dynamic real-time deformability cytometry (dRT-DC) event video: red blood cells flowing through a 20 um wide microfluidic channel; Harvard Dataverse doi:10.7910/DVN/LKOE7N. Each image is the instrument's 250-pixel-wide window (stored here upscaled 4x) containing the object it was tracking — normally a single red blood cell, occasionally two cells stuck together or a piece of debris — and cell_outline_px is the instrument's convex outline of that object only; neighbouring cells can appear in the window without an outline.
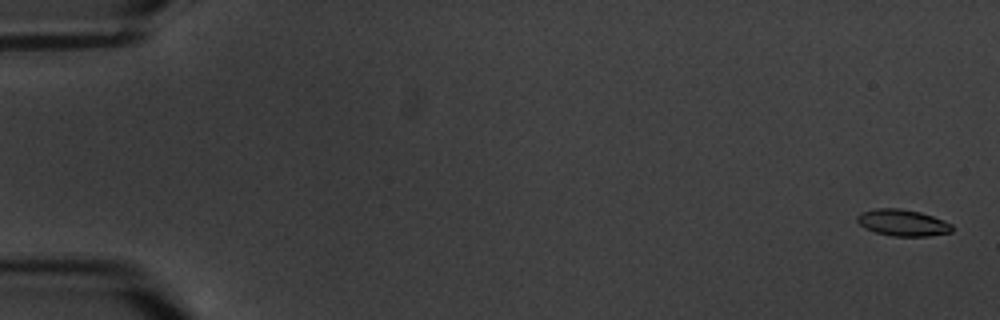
{"species": "common noctule bat (a hibernating species)", "species_latin": "Nyctalus noctula", "temperature_condition": "warm", "stored_images_in_passage": 12, "camera_frame_rate_fps": 3000, "um_per_image_px": 0.085, "animal": {"sex": "male", "body_mass_g": 20.1, "forearm_length_mm": 53.5}, "frame": {"image": 1, "passage_image": 1, "time_ms": 0.0, "image_size_px": [1000, 320], "cell_outline_px": [[952, 232], [928, 236], [892, 236], [876, 232], [864, 228], [856, 220], [856, 216], [860, 212], [876, 208], [900, 208], [920, 212], [944, 220], [952, 224]], "centroid_in_image_um": [76.71, 18.92], "position_along_channel_um": 8.3, "area_um2": 14.74}}
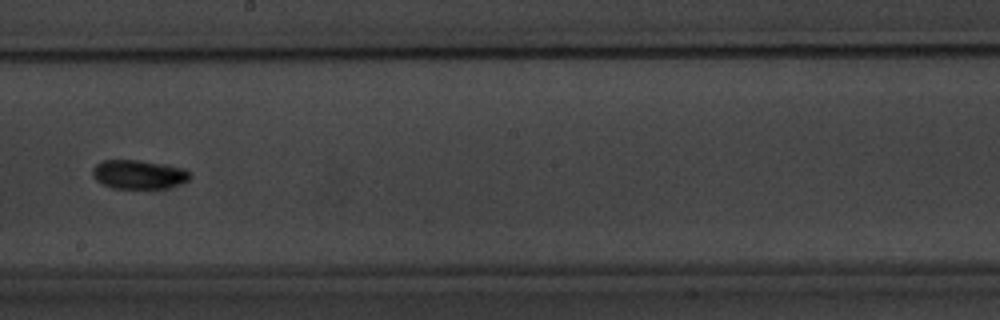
{"frame": {"image": 2, "passage_image": 10, "time_ms": 11.333, "image_size_px": [1000, 320], "cell_outline_px": [[192, 176], [188, 180], [180, 184], [168, 188], [112, 188], [96, 180], [92, 176], [92, 168], [96, 164], [104, 160], [140, 160], [184, 168], [192, 172]], "centroid_in_image_um": [11.81, 14.82], "position_along_channel_um": 236.4, "area_um2": 16.53}}
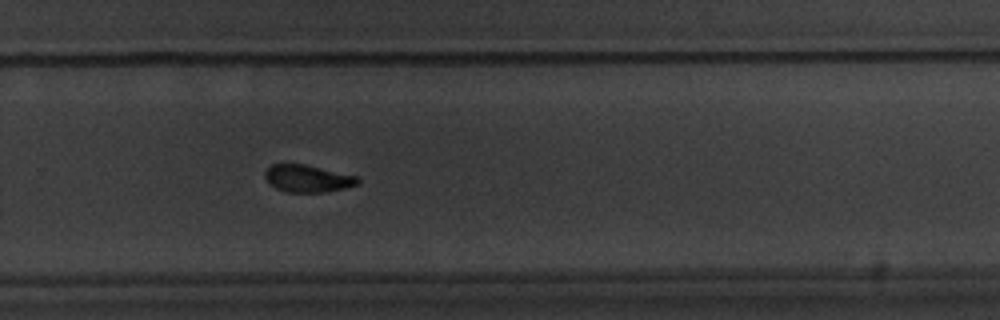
{"frame": {"image": 3, "passage_image": 12, "time_ms": 13.333, "image_size_px": [1000, 320], "cell_outline_px": [[360, 180], [356, 184], [344, 188], [324, 192], [284, 192], [276, 188], [264, 176], [264, 172], [272, 164], [304, 164], [356, 176]], "centroid_in_image_um": [26.12, 15.17], "position_along_channel_um": 303.7, "area_um2": 14.45}}